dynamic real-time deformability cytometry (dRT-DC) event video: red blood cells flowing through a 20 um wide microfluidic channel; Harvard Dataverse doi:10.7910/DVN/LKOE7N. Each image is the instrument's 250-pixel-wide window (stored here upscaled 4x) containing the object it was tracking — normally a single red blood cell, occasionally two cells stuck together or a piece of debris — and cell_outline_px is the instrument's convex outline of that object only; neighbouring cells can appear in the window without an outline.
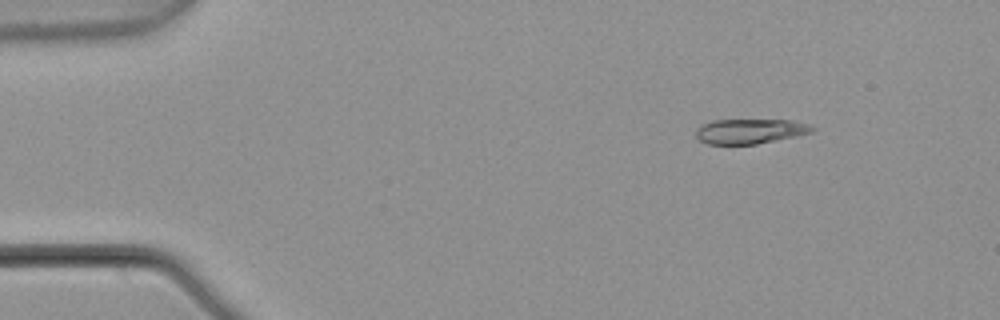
{"species": "common noctule bat (a hibernating species)", "species_latin": "Nyctalus noctula", "temperature_condition": "warm", "stored_images_in_passage": 6, "camera_frame_rate_fps": 3000, "um_per_image_px": 0.085, "animal": {"sex": "male", "body_mass_g": 21.5, "forearm_length_mm": 52.0}, "frame": {"image": 1, "passage_image": 1, "time_ms": 0.0, "image_size_px": [1000, 320], "cell_outline_px": [[816, 128], [812, 132], [796, 136], [756, 144], [708, 144], [700, 140], [696, 136], [696, 128], [700, 124], [712, 120], [792, 120], [808, 124]], "centroid_in_image_um": [63.73, 11.15], "position_along_channel_um": 21.3, "area_um2": 16.88}}
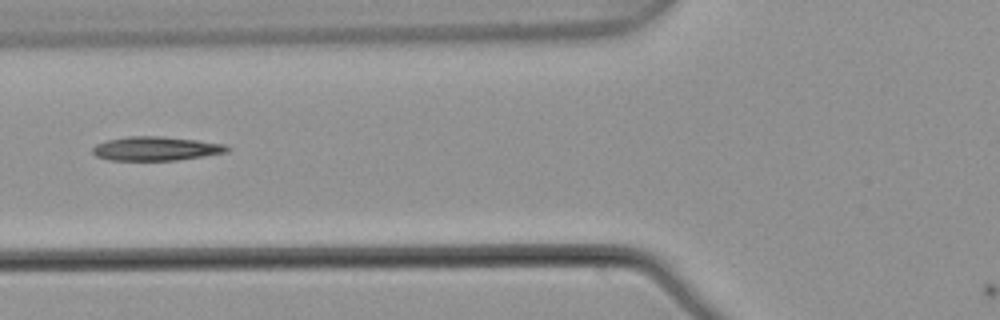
{"frame": {"image": 2, "passage_image": 4, "time_ms": 1.0, "image_size_px": [1000, 320], "cell_outline_px": [[232, 148], [228, 152], [176, 160], [108, 160], [96, 156], [92, 152], [92, 148], [96, 144], [108, 140], [128, 136], [160, 136], [196, 140], [228, 144]], "centroid_in_image_um": [13.28, 12.63], "position_along_channel_um": 112.5, "area_um2": 18.84}}
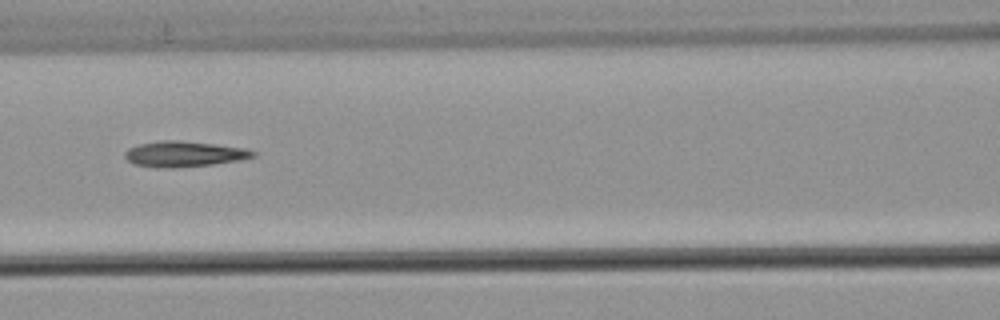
{"frame": {"image": 3, "passage_image": 5, "time_ms": 1.333, "image_size_px": [1000, 320], "cell_outline_px": [[256, 156], [240, 160], [212, 164], [156, 168], [132, 164], [124, 156], [124, 152], [128, 148], [140, 144], [160, 140], [180, 140], [216, 144], [248, 148], [256, 152]], "centroid_in_image_um": [15.65, 13.07], "position_along_channel_um": 151.0, "area_um2": 19.13}}